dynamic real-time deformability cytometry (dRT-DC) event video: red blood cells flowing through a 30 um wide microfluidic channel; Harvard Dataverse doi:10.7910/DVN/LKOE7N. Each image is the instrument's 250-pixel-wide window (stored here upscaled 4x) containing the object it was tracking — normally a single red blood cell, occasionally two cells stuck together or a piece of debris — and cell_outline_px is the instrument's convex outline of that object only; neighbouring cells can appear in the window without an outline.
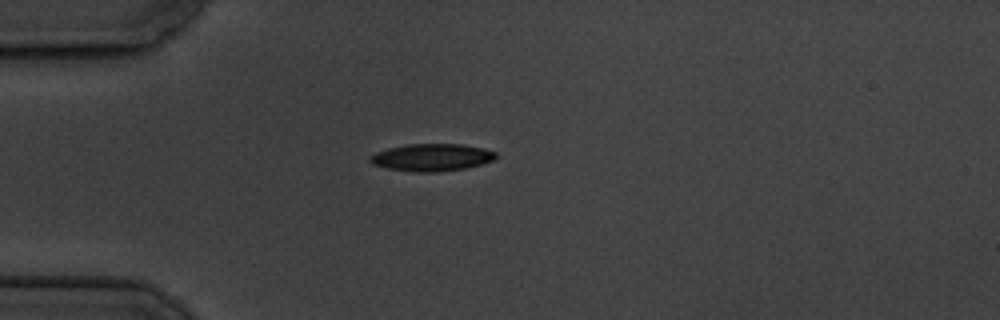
{"species": "common noctule bat (a hibernating species)", "species_latin": "Nyctalus noctula", "temperature_condition": "cold", "stored_images_in_passage": 8, "camera_frame_rate_fps": 3000, "um_per_image_px": 0.085, "animal": {"sex": "male", "body_mass_g": 19.5, "forearm_length_mm": 54.6}, "frame": {"image": 1, "passage_image": 1, "time_ms": 0.0, "image_size_px": [1000, 320], "cell_outline_px": [[496, 156], [492, 160], [480, 164], [464, 168], [436, 172], [412, 172], [388, 168], [372, 164], [368, 160], [376, 152], [388, 148], [408, 144], [460, 144], [484, 148], [496, 152]], "centroid_in_image_um": [36.68, 13.37], "position_along_channel_um": 48.3, "area_um2": 19.83}}
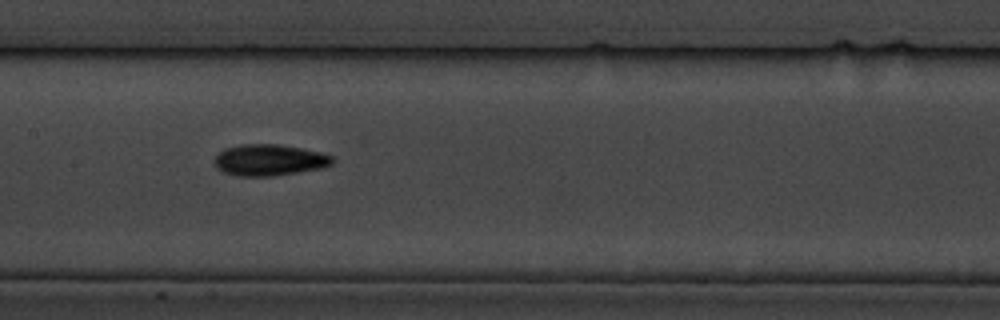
{"frame": {"image": 2, "passage_image": 5, "time_ms": 4.333, "image_size_px": [1000, 320], "cell_outline_px": [[332, 164], [320, 168], [272, 176], [236, 176], [224, 172], [216, 168], [212, 160], [224, 148], [240, 144], [276, 144], [324, 152], [332, 156]], "centroid_in_image_um": [22.84, 13.6], "position_along_channel_um": 184.6, "area_um2": 21.56}}
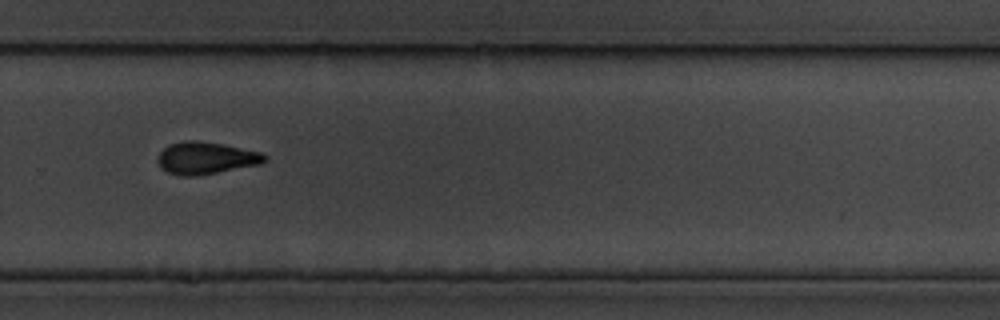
{"frame": {"image": 3, "passage_image": 8, "time_ms": 8.0, "image_size_px": [1000, 320], "cell_outline_px": [[268, 160], [260, 164], [196, 176], [180, 176], [168, 172], [160, 168], [156, 160], [160, 152], [168, 144], [184, 140], [196, 140], [224, 144], [260, 152], [268, 156]], "centroid_in_image_um": [17.48, 13.43], "position_along_channel_um": 312.3, "area_um2": 20.23}}